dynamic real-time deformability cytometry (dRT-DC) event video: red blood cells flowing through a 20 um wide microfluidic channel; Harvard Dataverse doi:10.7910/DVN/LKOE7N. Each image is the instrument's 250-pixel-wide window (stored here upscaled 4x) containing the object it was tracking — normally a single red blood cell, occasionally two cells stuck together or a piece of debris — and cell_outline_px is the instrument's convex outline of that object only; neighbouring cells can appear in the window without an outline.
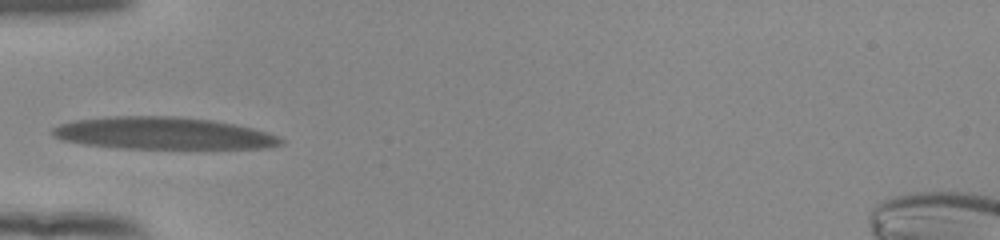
{"species": "human", "species_latin": "Homo sapiens", "temperature_condition": "room temperature", "stored_images_in_passage": 31, "camera_frame_rate_fps": 3000, "um_per_image_px": 0.085, "donor": {"sex": "female"}, "frame": {"image": 1, "passage_image": 1, "time_ms": 0.0, "image_size_px": [1000, 240], "cell_outline_px": [[284, 144], [268, 148], [116, 148], [84, 144], [60, 140], [52, 136], [48, 132], [52, 128], [60, 124], [76, 120], [112, 116], [176, 116], [212, 120], [252, 128], [268, 132], [280, 136], [284, 140]], "centroid_in_image_um": [13.84, 11.33], "position_along_channel_um": 71.2, "area_um2": 43.0}}
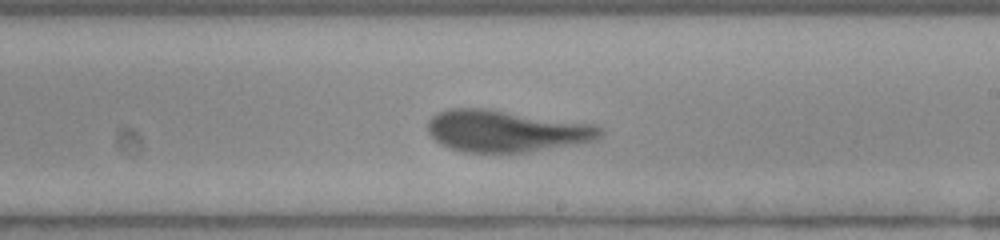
{"frame": {"image": 2, "passage_image": 15, "time_ms": 4.667, "image_size_px": [1000, 240], "cell_outline_px": [[604, 132], [600, 136], [592, 140], [576, 144], [528, 152], [496, 156], [464, 152], [440, 144], [428, 132], [428, 120], [436, 112], [448, 108], [488, 108], [592, 124], [604, 128]], "centroid_in_image_um": [42.98, 11.16], "position_along_channel_um": 246.0, "area_um2": 42.89}}
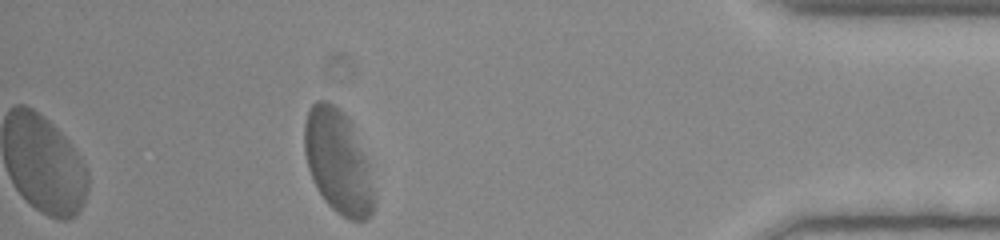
{"frame": {"image": 3, "passage_image": 31, "time_ms": 10.0, "image_size_px": [1000, 240], "cell_outline_px": [[376, 204], [372, 212], [364, 220], [348, 220], [336, 212], [324, 200], [316, 188], [308, 168], [304, 152], [304, 124], [308, 112], [312, 104], [316, 100], [328, 100], [340, 108], [348, 116], [352, 124], [368, 160], [376, 200]], "centroid_in_image_um": [28.74, 13.74], "position_along_channel_um": 406.5, "area_um2": 42.71}, "authors_computed_cell_mechanics": {"area_um2": 42.7142, "velocity_mm_per_s": 3.7782, "shape_relaxation_time_tau1_ms": 4.4792, "shape_relaxation_time_tau2_ms": 1.1347, "deformation_change_tau1": 0.228, "deformation_change_tau2": 0.0902}}